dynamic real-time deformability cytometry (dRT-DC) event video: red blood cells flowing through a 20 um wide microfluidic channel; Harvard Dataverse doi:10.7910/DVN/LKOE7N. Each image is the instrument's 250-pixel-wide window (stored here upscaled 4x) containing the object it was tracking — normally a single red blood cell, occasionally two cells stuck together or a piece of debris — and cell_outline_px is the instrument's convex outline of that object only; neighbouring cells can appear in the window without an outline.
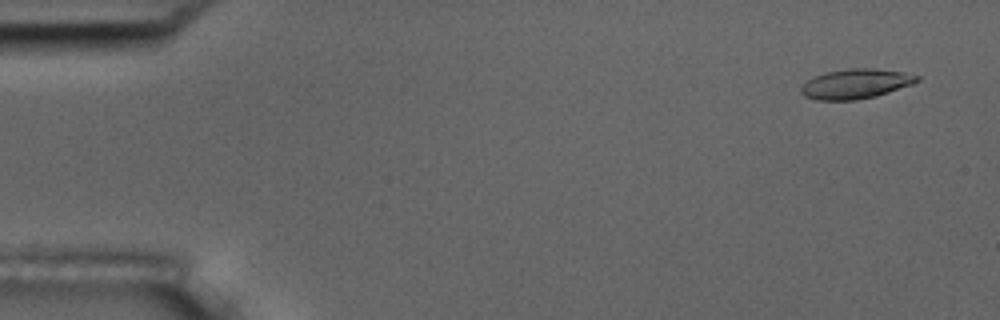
{"species": "common noctule bat (a hibernating species)", "species_latin": "Nyctalus noctula", "temperature_condition": "room temperature", "stored_images_in_passage": 4, "camera_frame_rate_fps": 3000, "um_per_image_px": 0.085, "animal": {"sex": "male", "body_mass_g": 17.5, "forearm_length_mm": 52.3}, "frame": {"image": 1, "passage_image": 1, "time_ms": 0.0, "image_size_px": [1000, 320], "cell_outline_px": [[920, 80], [912, 84], [876, 96], [856, 100], [816, 100], [804, 96], [800, 92], [800, 88], [808, 80], [816, 76], [828, 72], [848, 68], [872, 68], [904, 72], [920, 76]], "centroid_in_image_um": [72.74, 7.13], "position_along_channel_um": 12.3, "area_um2": 20.0}}
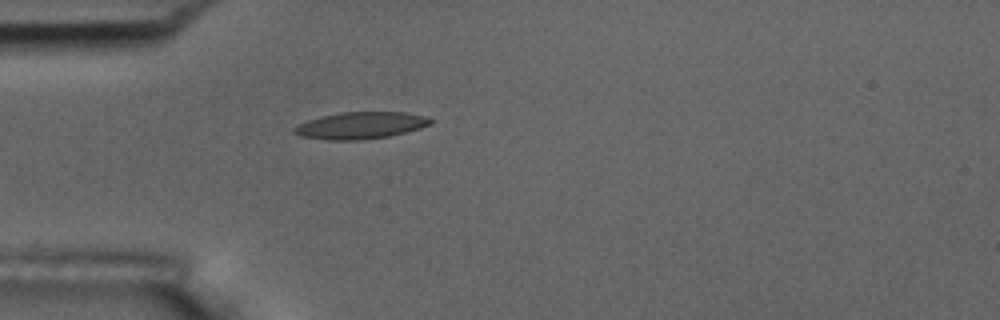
{"frame": {"image": 2, "passage_image": 4, "time_ms": 4.333, "image_size_px": [1000, 320], "cell_outline_px": [[432, 124], [420, 128], [388, 136], [360, 140], [328, 140], [300, 136], [292, 132], [292, 128], [308, 120], [320, 116], [340, 112], [404, 112], [428, 116], [432, 120]], "centroid_in_image_um": [30.64, 10.65], "position_along_channel_um": 54.4, "area_um2": 21.39}}